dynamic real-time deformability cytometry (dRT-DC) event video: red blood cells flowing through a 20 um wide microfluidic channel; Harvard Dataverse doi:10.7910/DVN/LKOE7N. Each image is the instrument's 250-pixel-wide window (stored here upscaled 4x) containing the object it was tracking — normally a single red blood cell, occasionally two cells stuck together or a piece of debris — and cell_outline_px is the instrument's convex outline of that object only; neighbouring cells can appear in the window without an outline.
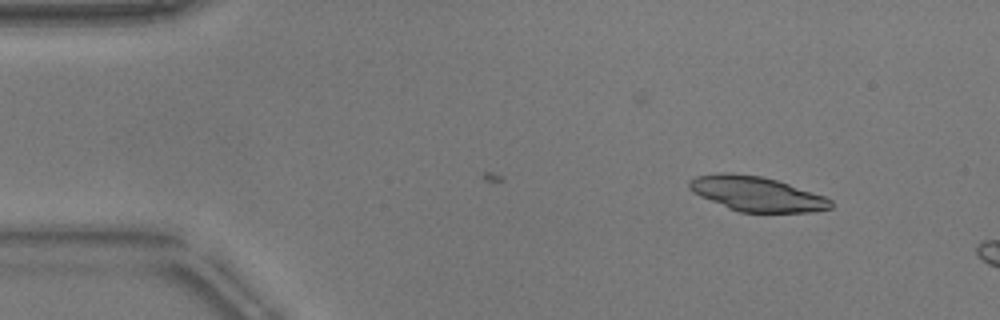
{"species": "common noctule bat (a hibernating species)", "species_latin": "Nyctalus noctula", "temperature_condition": "warm", "stored_images_in_passage": 12, "camera_frame_rate_fps": 3000, "um_per_image_px": 0.085, "animal": {"sex": "male", "body_mass_g": 17.9}, "frame": {"image": 1, "passage_image": 12, "time_ms": 3.667, "image_size_px": [1000, 320], "cell_outline_px": [[832, 208], [812, 212], [740, 212], [728, 208], [700, 196], [692, 192], [688, 188], [688, 180], [696, 176], [720, 172], [732, 172], [760, 176], [776, 180], [824, 196], [832, 200]], "centroid_in_image_um": [64.27, 16.47], "position_along_channel_um": 20.7, "area_um2": 28.61}}